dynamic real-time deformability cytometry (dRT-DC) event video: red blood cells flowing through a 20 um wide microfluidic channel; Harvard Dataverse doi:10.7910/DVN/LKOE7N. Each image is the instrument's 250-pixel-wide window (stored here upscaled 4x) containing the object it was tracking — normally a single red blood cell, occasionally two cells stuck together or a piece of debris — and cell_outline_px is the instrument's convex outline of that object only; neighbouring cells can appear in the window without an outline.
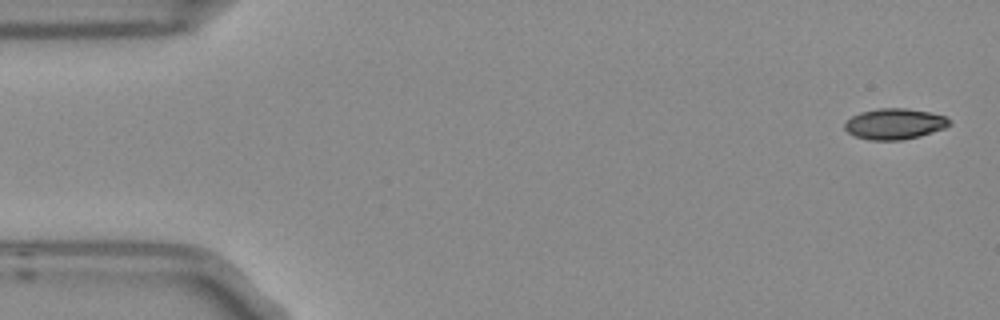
{"species": "Egyptian fruit bat (a non-hibernating species)", "species_latin": "Rousettus aegyptiacus", "temperature_condition": "room temperature", "stored_images_in_passage": 4, "camera_frame_rate_fps": 3000, "um_per_image_px": 0.085, "frame": {"image": 1, "passage_image": 1, "time_ms": 0.0, "image_size_px": [1000, 320], "cell_outline_px": [[952, 124], [944, 128], [920, 136], [900, 140], [868, 140], [856, 136], [848, 132], [844, 128], [844, 124], [852, 116], [860, 112], [880, 108], [904, 108], [928, 112], [944, 116], [952, 120]], "centroid_in_image_um": [76.05, 10.53], "position_along_channel_um": 9.0, "area_um2": 18.73}}
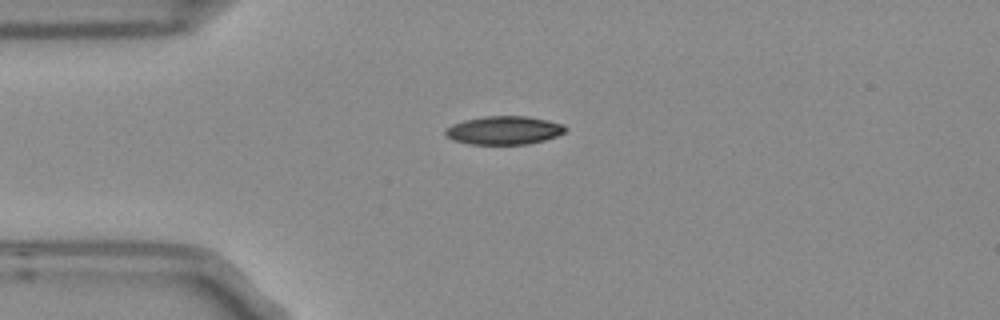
{"frame": {"image": 2, "passage_image": 4, "time_ms": 1.0, "image_size_px": [1000, 320], "cell_outline_px": [[568, 128], [564, 132], [556, 136], [544, 140], [528, 144], [472, 144], [452, 140], [444, 132], [452, 124], [464, 120], [484, 116], [528, 116], [548, 120], [564, 124]], "centroid_in_image_um": [42.87, 11.07], "position_along_channel_um": 42.1, "area_um2": 19.83}}